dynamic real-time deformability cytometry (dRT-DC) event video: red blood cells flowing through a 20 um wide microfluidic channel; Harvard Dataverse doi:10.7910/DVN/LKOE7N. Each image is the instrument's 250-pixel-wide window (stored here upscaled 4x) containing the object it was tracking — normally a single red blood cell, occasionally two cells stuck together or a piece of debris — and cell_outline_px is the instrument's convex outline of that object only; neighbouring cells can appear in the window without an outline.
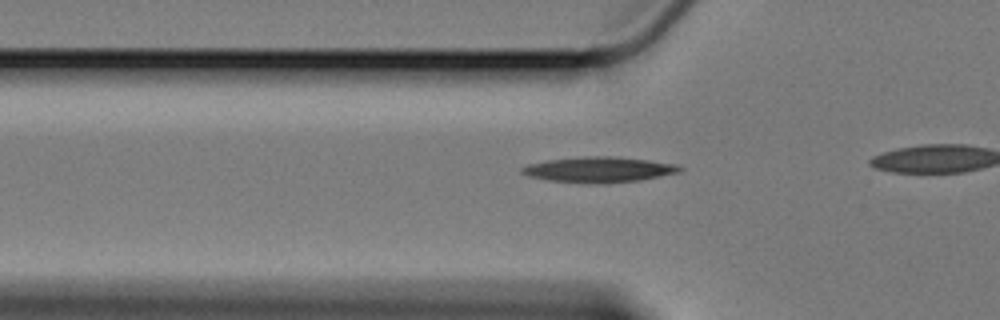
{"species": "Egyptian fruit bat (a non-hibernating species)", "species_latin": "Rousettus aegyptiacus", "temperature_condition": "cold", "stored_images_in_passage": 12, "camera_frame_rate_fps": 3000, "um_per_image_px": 0.085, "animal": {"sex": "female"}, "frame": {"image": 1, "passage_image": 6, "time_ms": 1.667, "image_size_px": [1000, 320], "cell_outline_px": [[684, 168], [680, 172], [640, 180], [604, 184], [592, 184], [548, 180], [528, 176], [520, 172], [520, 168], [528, 164], [548, 160], [584, 156], [608, 156], [648, 160], [676, 164]], "centroid_in_image_um": [50.89, 14.42], "position_along_channel_um": 74.9, "area_um2": 23.52}}
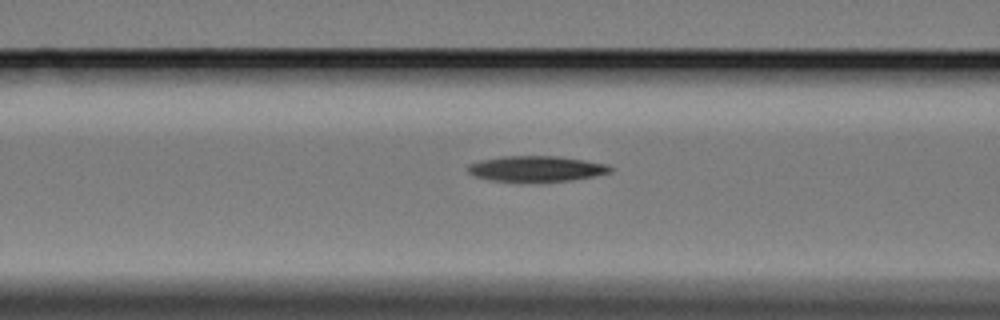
{"frame": {"image": 2, "passage_image": 10, "time_ms": 3.0, "image_size_px": [1000, 320], "cell_outline_px": [[616, 168], [612, 172], [572, 180], [488, 180], [476, 176], [468, 172], [468, 164], [480, 160], [504, 156], [556, 156], [584, 160], [608, 164]], "centroid_in_image_um": [45.63, 14.31], "position_along_channel_um": 121.0, "area_um2": 20.81}}